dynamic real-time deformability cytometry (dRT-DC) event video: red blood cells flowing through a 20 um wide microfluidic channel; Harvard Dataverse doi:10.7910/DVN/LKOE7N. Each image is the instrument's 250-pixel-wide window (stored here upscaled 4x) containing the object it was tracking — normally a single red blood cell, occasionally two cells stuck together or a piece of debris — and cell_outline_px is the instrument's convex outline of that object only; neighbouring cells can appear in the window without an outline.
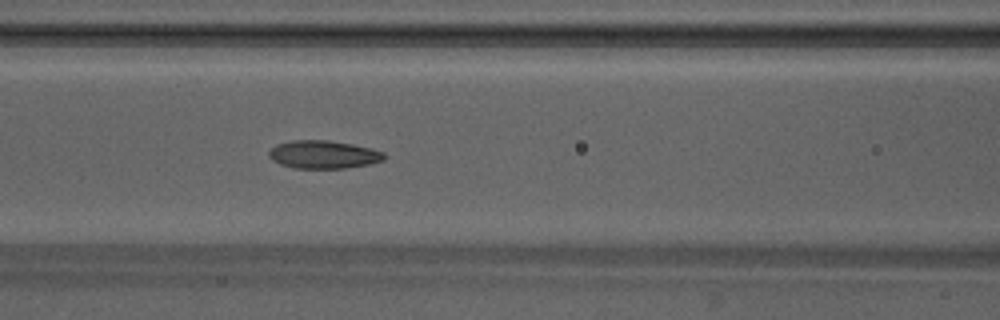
{"species": "Egyptian fruit bat (a non-hibernating species)", "species_latin": "Rousettus aegyptiacus", "temperature_condition": "warm", "stored_images_in_passage": 29, "camera_frame_rate_fps": 3000, "um_per_image_px": 0.085, "animal": {"sex": "male"}, "frame": {"image": 1, "passage_image": 15, "time_ms": 4.667, "image_size_px": [1000, 320], "cell_outline_px": [[388, 156], [384, 160], [372, 164], [344, 168], [296, 168], [280, 164], [272, 160], [268, 156], [268, 152], [276, 144], [292, 140], [328, 140], [352, 144], [372, 148], [384, 152]], "centroid_in_image_um": [27.53, 13.13], "position_along_channel_um": 139.1, "area_um2": 19.02}}
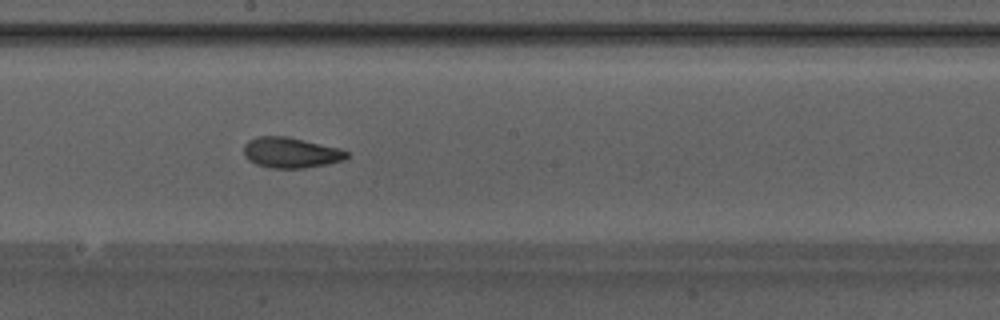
{"frame": {"image": 2, "passage_image": 21, "time_ms": 6.667, "image_size_px": [1000, 320], "cell_outline_px": [[348, 156], [344, 160], [304, 168], [268, 168], [256, 164], [248, 160], [244, 156], [244, 144], [248, 140], [256, 136], [288, 136], [340, 148], [348, 152]], "centroid_in_image_um": [24.68, 12.96], "position_along_channel_um": 223.5, "area_um2": 18.44}}
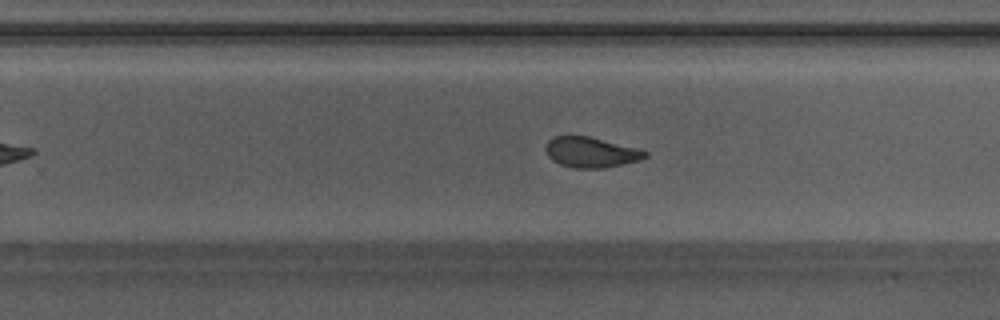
{"frame": {"image": 3, "passage_image": 25, "time_ms": 8.0, "image_size_px": [1000, 320], "cell_outline_px": [[648, 156], [640, 160], [604, 168], [576, 168], [560, 164], [552, 160], [548, 156], [544, 148], [548, 140], [552, 136], [568, 132], [588, 136], [636, 148], [648, 152]], "centroid_in_image_um": [50.15, 12.9], "position_along_channel_um": 279.7, "area_um2": 18.03}}